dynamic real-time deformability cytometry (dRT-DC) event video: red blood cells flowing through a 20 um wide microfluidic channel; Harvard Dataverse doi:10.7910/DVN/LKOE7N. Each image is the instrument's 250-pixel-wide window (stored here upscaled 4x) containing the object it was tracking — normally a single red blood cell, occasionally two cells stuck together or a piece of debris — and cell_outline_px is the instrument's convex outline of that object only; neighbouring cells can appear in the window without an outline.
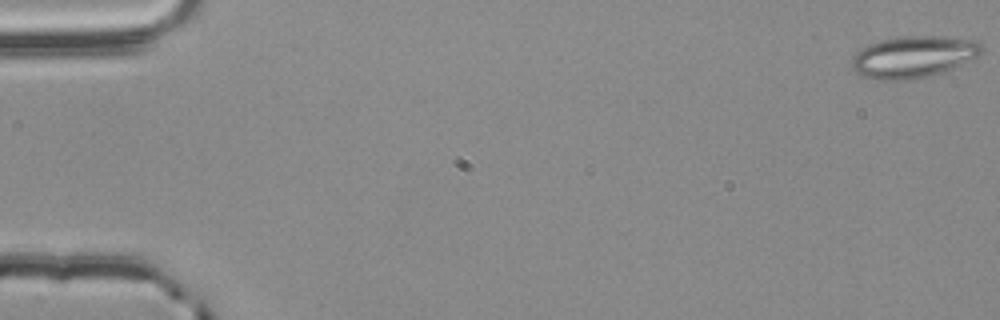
{"species": "common noctule bat (a hibernating species)", "species_latin": "Nyctalus noctula", "temperature_condition": "room temperature", "stored_images_in_passage": 56, "camera_frame_rate_fps": 3000, "um_per_image_px": 0.085, "animal": {"sex": "male", "body_mass_g": 20.4}, "frame": {"image": 1, "passage_image": 1, "time_ms": 0.0, "image_size_px": [1000, 320], "cell_outline_px": [[984, 48], [976, 56], [944, 72], [932, 76], [912, 80], [876, 80], [860, 76], [852, 68], [852, 56], [856, 52], [868, 44], [880, 40], [904, 36], [936, 36], [972, 40], [980, 44]], "centroid_in_image_um": [77.57, 4.85], "position_along_channel_um": 7.4, "area_um2": 31.56}}
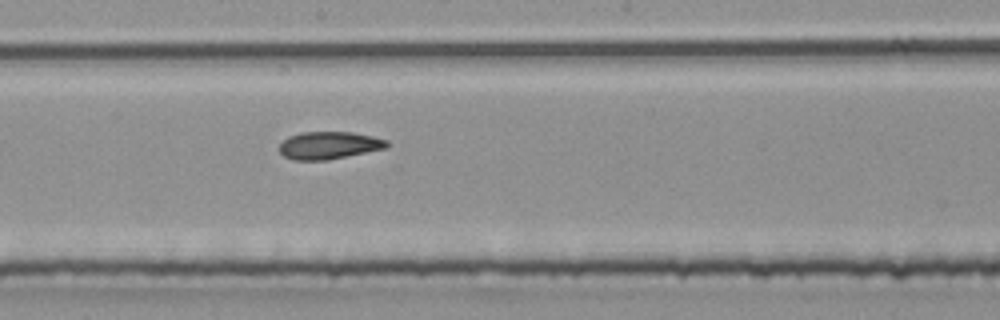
{"frame": {"image": 2, "passage_image": 31, "time_ms": 10.0, "image_size_px": [1000, 320], "cell_outline_px": [[388, 148], [328, 160], [292, 160], [284, 156], [280, 152], [280, 144], [288, 136], [300, 132], [352, 132], [372, 136], [388, 140]], "centroid_in_image_um": [27.97, 12.35], "position_along_channel_um": 220.2, "area_um2": 17.34}}
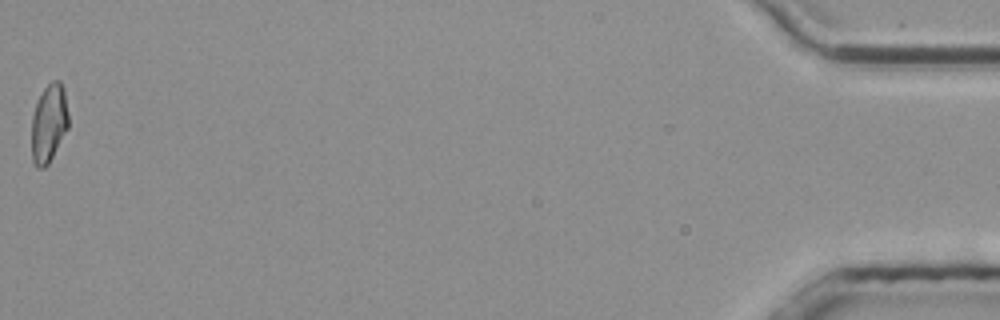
{"frame": {"image": 3, "passage_image": 56, "time_ms": 18.333, "image_size_px": [1000, 320], "cell_outline_px": [[68, 128], [48, 164], [44, 168], [36, 168], [32, 160], [32, 116], [36, 104], [44, 88], [52, 80], [60, 80], [64, 88], [68, 112]], "centroid_in_image_um": [4.16, 10.47], "position_along_channel_um": 431.0, "area_um2": 16.82}, "authors_computed_cell_mechanics": {"area_um2": 17.8024, "velocity_mm_per_s": 3.7738, "shape_relaxation_time_tau1_ms": 7.7619, "shape_relaxation_time_tau2_ms": 5.8212, "deformation_change_tau1": 0.19, "deformation_change_tau2": 0.1385}}